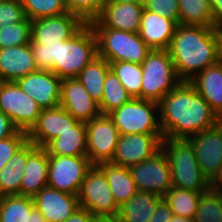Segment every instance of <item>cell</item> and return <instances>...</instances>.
<instances>
[{
	"mask_svg": "<svg viewBox=\"0 0 222 222\" xmlns=\"http://www.w3.org/2000/svg\"><path fill=\"white\" fill-rule=\"evenodd\" d=\"M20 2L26 17L31 21L68 12L65 0H20Z\"/></svg>",
	"mask_w": 222,
	"mask_h": 222,
	"instance_id": "obj_36",
	"label": "cell"
},
{
	"mask_svg": "<svg viewBox=\"0 0 222 222\" xmlns=\"http://www.w3.org/2000/svg\"><path fill=\"white\" fill-rule=\"evenodd\" d=\"M79 122L60 105L42 109L37 123L27 133L28 141L36 146L45 147L52 139L60 136L66 130H71Z\"/></svg>",
	"mask_w": 222,
	"mask_h": 222,
	"instance_id": "obj_18",
	"label": "cell"
},
{
	"mask_svg": "<svg viewBox=\"0 0 222 222\" xmlns=\"http://www.w3.org/2000/svg\"><path fill=\"white\" fill-rule=\"evenodd\" d=\"M173 216V212L169 207V204L163 198L156 206L149 222H170Z\"/></svg>",
	"mask_w": 222,
	"mask_h": 222,
	"instance_id": "obj_43",
	"label": "cell"
},
{
	"mask_svg": "<svg viewBox=\"0 0 222 222\" xmlns=\"http://www.w3.org/2000/svg\"><path fill=\"white\" fill-rule=\"evenodd\" d=\"M92 222H118L117 217L95 216Z\"/></svg>",
	"mask_w": 222,
	"mask_h": 222,
	"instance_id": "obj_49",
	"label": "cell"
},
{
	"mask_svg": "<svg viewBox=\"0 0 222 222\" xmlns=\"http://www.w3.org/2000/svg\"><path fill=\"white\" fill-rule=\"evenodd\" d=\"M97 39L98 56L110 62L128 61L142 64L151 49L139 33L93 28Z\"/></svg>",
	"mask_w": 222,
	"mask_h": 222,
	"instance_id": "obj_6",
	"label": "cell"
},
{
	"mask_svg": "<svg viewBox=\"0 0 222 222\" xmlns=\"http://www.w3.org/2000/svg\"><path fill=\"white\" fill-rule=\"evenodd\" d=\"M106 0H65L68 12L78 15L85 23L94 20Z\"/></svg>",
	"mask_w": 222,
	"mask_h": 222,
	"instance_id": "obj_39",
	"label": "cell"
},
{
	"mask_svg": "<svg viewBox=\"0 0 222 222\" xmlns=\"http://www.w3.org/2000/svg\"><path fill=\"white\" fill-rule=\"evenodd\" d=\"M77 198L79 206L94 216L117 217L118 215L120 207L113 197L104 173L97 165H93L86 173Z\"/></svg>",
	"mask_w": 222,
	"mask_h": 222,
	"instance_id": "obj_8",
	"label": "cell"
},
{
	"mask_svg": "<svg viewBox=\"0 0 222 222\" xmlns=\"http://www.w3.org/2000/svg\"><path fill=\"white\" fill-rule=\"evenodd\" d=\"M144 5L130 2H105L100 14L89 22L92 28H112L138 33Z\"/></svg>",
	"mask_w": 222,
	"mask_h": 222,
	"instance_id": "obj_15",
	"label": "cell"
},
{
	"mask_svg": "<svg viewBox=\"0 0 222 222\" xmlns=\"http://www.w3.org/2000/svg\"><path fill=\"white\" fill-rule=\"evenodd\" d=\"M28 222H47V220L42 216L41 212L34 207L29 214Z\"/></svg>",
	"mask_w": 222,
	"mask_h": 222,
	"instance_id": "obj_48",
	"label": "cell"
},
{
	"mask_svg": "<svg viewBox=\"0 0 222 222\" xmlns=\"http://www.w3.org/2000/svg\"><path fill=\"white\" fill-rule=\"evenodd\" d=\"M161 149L169 162L172 186L194 192H205L211 188L188 139L164 138Z\"/></svg>",
	"mask_w": 222,
	"mask_h": 222,
	"instance_id": "obj_3",
	"label": "cell"
},
{
	"mask_svg": "<svg viewBox=\"0 0 222 222\" xmlns=\"http://www.w3.org/2000/svg\"><path fill=\"white\" fill-rule=\"evenodd\" d=\"M15 82L41 109L59 106L62 79L54 72L37 70Z\"/></svg>",
	"mask_w": 222,
	"mask_h": 222,
	"instance_id": "obj_17",
	"label": "cell"
},
{
	"mask_svg": "<svg viewBox=\"0 0 222 222\" xmlns=\"http://www.w3.org/2000/svg\"><path fill=\"white\" fill-rule=\"evenodd\" d=\"M159 104L140 98H132L129 102L108 113V117L118 128L120 134L163 135L159 119L153 110Z\"/></svg>",
	"mask_w": 222,
	"mask_h": 222,
	"instance_id": "obj_7",
	"label": "cell"
},
{
	"mask_svg": "<svg viewBox=\"0 0 222 222\" xmlns=\"http://www.w3.org/2000/svg\"><path fill=\"white\" fill-rule=\"evenodd\" d=\"M97 166L104 173L119 207L129 201L138 191L129 167L115 165L111 162L99 163Z\"/></svg>",
	"mask_w": 222,
	"mask_h": 222,
	"instance_id": "obj_26",
	"label": "cell"
},
{
	"mask_svg": "<svg viewBox=\"0 0 222 222\" xmlns=\"http://www.w3.org/2000/svg\"><path fill=\"white\" fill-rule=\"evenodd\" d=\"M85 22L76 14L67 12L58 16L31 21L30 43H58L70 39Z\"/></svg>",
	"mask_w": 222,
	"mask_h": 222,
	"instance_id": "obj_16",
	"label": "cell"
},
{
	"mask_svg": "<svg viewBox=\"0 0 222 222\" xmlns=\"http://www.w3.org/2000/svg\"><path fill=\"white\" fill-rule=\"evenodd\" d=\"M0 110L21 131L29 132L37 123L41 107L15 81H6L0 89Z\"/></svg>",
	"mask_w": 222,
	"mask_h": 222,
	"instance_id": "obj_9",
	"label": "cell"
},
{
	"mask_svg": "<svg viewBox=\"0 0 222 222\" xmlns=\"http://www.w3.org/2000/svg\"><path fill=\"white\" fill-rule=\"evenodd\" d=\"M48 156H87L85 122H79L71 130L52 139L45 146Z\"/></svg>",
	"mask_w": 222,
	"mask_h": 222,
	"instance_id": "obj_25",
	"label": "cell"
},
{
	"mask_svg": "<svg viewBox=\"0 0 222 222\" xmlns=\"http://www.w3.org/2000/svg\"><path fill=\"white\" fill-rule=\"evenodd\" d=\"M33 200L47 222H64L80 207L76 195L49 186L42 188Z\"/></svg>",
	"mask_w": 222,
	"mask_h": 222,
	"instance_id": "obj_20",
	"label": "cell"
},
{
	"mask_svg": "<svg viewBox=\"0 0 222 222\" xmlns=\"http://www.w3.org/2000/svg\"><path fill=\"white\" fill-rule=\"evenodd\" d=\"M110 69L120 80L132 98L141 99L142 68L141 64L128 61L110 62Z\"/></svg>",
	"mask_w": 222,
	"mask_h": 222,
	"instance_id": "obj_34",
	"label": "cell"
},
{
	"mask_svg": "<svg viewBox=\"0 0 222 222\" xmlns=\"http://www.w3.org/2000/svg\"><path fill=\"white\" fill-rule=\"evenodd\" d=\"M26 14L20 0L0 2V28L23 21Z\"/></svg>",
	"mask_w": 222,
	"mask_h": 222,
	"instance_id": "obj_41",
	"label": "cell"
},
{
	"mask_svg": "<svg viewBox=\"0 0 222 222\" xmlns=\"http://www.w3.org/2000/svg\"><path fill=\"white\" fill-rule=\"evenodd\" d=\"M58 43H30V48L38 70L53 72V63L58 61Z\"/></svg>",
	"mask_w": 222,
	"mask_h": 222,
	"instance_id": "obj_38",
	"label": "cell"
},
{
	"mask_svg": "<svg viewBox=\"0 0 222 222\" xmlns=\"http://www.w3.org/2000/svg\"><path fill=\"white\" fill-rule=\"evenodd\" d=\"M213 190L218 191L219 194L222 196V189H213Z\"/></svg>",
	"mask_w": 222,
	"mask_h": 222,
	"instance_id": "obj_54",
	"label": "cell"
},
{
	"mask_svg": "<svg viewBox=\"0 0 222 222\" xmlns=\"http://www.w3.org/2000/svg\"><path fill=\"white\" fill-rule=\"evenodd\" d=\"M219 61L222 63V30H219Z\"/></svg>",
	"mask_w": 222,
	"mask_h": 222,
	"instance_id": "obj_52",
	"label": "cell"
},
{
	"mask_svg": "<svg viewBox=\"0 0 222 222\" xmlns=\"http://www.w3.org/2000/svg\"><path fill=\"white\" fill-rule=\"evenodd\" d=\"M141 68V99L159 103L181 82L168 50H151Z\"/></svg>",
	"mask_w": 222,
	"mask_h": 222,
	"instance_id": "obj_5",
	"label": "cell"
},
{
	"mask_svg": "<svg viewBox=\"0 0 222 222\" xmlns=\"http://www.w3.org/2000/svg\"><path fill=\"white\" fill-rule=\"evenodd\" d=\"M49 156L45 147L28 141V156L20 185V196L34 197L47 186Z\"/></svg>",
	"mask_w": 222,
	"mask_h": 222,
	"instance_id": "obj_21",
	"label": "cell"
},
{
	"mask_svg": "<svg viewBox=\"0 0 222 222\" xmlns=\"http://www.w3.org/2000/svg\"><path fill=\"white\" fill-rule=\"evenodd\" d=\"M92 166L87 156H49L47 186L77 196Z\"/></svg>",
	"mask_w": 222,
	"mask_h": 222,
	"instance_id": "obj_10",
	"label": "cell"
},
{
	"mask_svg": "<svg viewBox=\"0 0 222 222\" xmlns=\"http://www.w3.org/2000/svg\"><path fill=\"white\" fill-rule=\"evenodd\" d=\"M137 190L164 197L173 187L170 166L164 151L160 149L151 158L129 167Z\"/></svg>",
	"mask_w": 222,
	"mask_h": 222,
	"instance_id": "obj_12",
	"label": "cell"
},
{
	"mask_svg": "<svg viewBox=\"0 0 222 222\" xmlns=\"http://www.w3.org/2000/svg\"><path fill=\"white\" fill-rule=\"evenodd\" d=\"M163 197L138 190L135 195L119 208L118 222H149L157 204Z\"/></svg>",
	"mask_w": 222,
	"mask_h": 222,
	"instance_id": "obj_27",
	"label": "cell"
},
{
	"mask_svg": "<svg viewBox=\"0 0 222 222\" xmlns=\"http://www.w3.org/2000/svg\"><path fill=\"white\" fill-rule=\"evenodd\" d=\"M131 99L132 96L126 91L118 77L110 69L105 79L103 97L99 104L101 114L107 115L114 109L129 102Z\"/></svg>",
	"mask_w": 222,
	"mask_h": 222,
	"instance_id": "obj_33",
	"label": "cell"
},
{
	"mask_svg": "<svg viewBox=\"0 0 222 222\" xmlns=\"http://www.w3.org/2000/svg\"><path fill=\"white\" fill-rule=\"evenodd\" d=\"M28 156V142L9 160L0 171V197L20 195V185Z\"/></svg>",
	"mask_w": 222,
	"mask_h": 222,
	"instance_id": "obj_28",
	"label": "cell"
},
{
	"mask_svg": "<svg viewBox=\"0 0 222 222\" xmlns=\"http://www.w3.org/2000/svg\"><path fill=\"white\" fill-rule=\"evenodd\" d=\"M34 207L33 197L2 196L0 197V222H28L29 214Z\"/></svg>",
	"mask_w": 222,
	"mask_h": 222,
	"instance_id": "obj_31",
	"label": "cell"
},
{
	"mask_svg": "<svg viewBox=\"0 0 222 222\" xmlns=\"http://www.w3.org/2000/svg\"><path fill=\"white\" fill-rule=\"evenodd\" d=\"M163 135L120 134L112 164L130 167L139 164L161 149Z\"/></svg>",
	"mask_w": 222,
	"mask_h": 222,
	"instance_id": "obj_13",
	"label": "cell"
},
{
	"mask_svg": "<svg viewBox=\"0 0 222 222\" xmlns=\"http://www.w3.org/2000/svg\"><path fill=\"white\" fill-rule=\"evenodd\" d=\"M17 131L11 119L0 110V140L13 136Z\"/></svg>",
	"mask_w": 222,
	"mask_h": 222,
	"instance_id": "obj_44",
	"label": "cell"
},
{
	"mask_svg": "<svg viewBox=\"0 0 222 222\" xmlns=\"http://www.w3.org/2000/svg\"><path fill=\"white\" fill-rule=\"evenodd\" d=\"M37 70L30 43L0 49V73L5 81H16Z\"/></svg>",
	"mask_w": 222,
	"mask_h": 222,
	"instance_id": "obj_23",
	"label": "cell"
},
{
	"mask_svg": "<svg viewBox=\"0 0 222 222\" xmlns=\"http://www.w3.org/2000/svg\"><path fill=\"white\" fill-rule=\"evenodd\" d=\"M211 189H222V165L218 170V173L210 181Z\"/></svg>",
	"mask_w": 222,
	"mask_h": 222,
	"instance_id": "obj_47",
	"label": "cell"
},
{
	"mask_svg": "<svg viewBox=\"0 0 222 222\" xmlns=\"http://www.w3.org/2000/svg\"><path fill=\"white\" fill-rule=\"evenodd\" d=\"M27 142L28 134L21 130L11 137L0 140V171Z\"/></svg>",
	"mask_w": 222,
	"mask_h": 222,
	"instance_id": "obj_40",
	"label": "cell"
},
{
	"mask_svg": "<svg viewBox=\"0 0 222 222\" xmlns=\"http://www.w3.org/2000/svg\"><path fill=\"white\" fill-rule=\"evenodd\" d=\"M194 222H222V196L208 189L201 193Z\"/></svg>",
	"mask_w": 222,
	"mask_h": 222,
	"instance_id": "obj_35",
	"label": "cell"
},
{
	"mask_svg": "<svg viewBox=\"0 0 222 222\" xmlns=\"http://www.w3.org/2000/svg\"><path fill=\"white\" fill-rule=\"evenodd\" d=\"M215 28L222 30V0H210Z\"/></svg>",
	"mask_w": 222,
	"mask_h": 222,
	"instance_id": "obj_46",
	"label": "cell"
},
{
	"mask_svg": "<svg viewBox=\"0 0 222 222\" xmlns=\"http://www.w3.org/2000/svg\"><path fill=\"white\" fill-rule=\"evenodd\" d=\"M144 8L179 24L178 0H145Z\"/></svg>",
	"mask_w": 222,
	"mask_h": 222,
	"instance_id": "obj_42",
	"label": "cell"
},
{
	"mask_svg": "<svg viewBox=\"0 0 222 222\" xmlns=\"http://www.w3.org/2000/svg\"><path fill=\"white\" fill-rule=\"evenodd\" d=\"M6 81L4 80V78L2 77L1 73H0V89L2 87V85L5 83Z\"/></svg>",
	"mask_w": 222,
	"mask_h": 222,
	"instance_id": "obj_53",
	"label": "cell"
},
{
	"mask_svg": "<svg viewBox=\"0 0 222 222\" xmlns=\"http://www.w3.org/2000/svg\"><path fill=\"white\" fill-rule=\"evenodd\" d=\"M170 222H194V219H188V218L173 214Z\"/></svg>",
	"mask_w": 222,
	"mask_h": 222,
	"instance_id": "obj_50",
	"label": "cell"
},
{
	"mask_svg": "<svg viewBox=\"0 0 222 222\" xmlns=\"http://www.w3.org/2000/svg\"><path fill=\"white\" fill-rule=\"evenodd\" d=\"M97 56L95 32L89 23H85L70 39L60 41L58 61L53 63V72L61 79L76 78Z\"/></svg>",
	"mask_w": 222,
	"mask_h": 222,
	"instance_id": "obj_4",
	"label": "cell"
},
{
	"mask_svg": "<svg viewBox=\"0 0 222 222\" xmlns=\"http://www.w3.org/2000/svg\"><path fill=\"white\" fill-rule=\"evenodd\" d=\"M179 24L215 27L210 0H178Z\"/></svg>",
	"mask_w": 222,
	"mask_h": 222,
	"instance_id": "obj_30",
	"label": "cell"
},
{
	"mask_svg": "<svg viewBox=\"0 0 222 222\" xmlns=\"http://www.w3.org/2000/svg\"><path fill=\"white\" fill-rule=\"evenodd\" d=\"M177 26L176 21L144 8L138 33L151 50H168Z\"/></svg>",
	"mask_w": 222,
	"mask_h": 222,
	"instance_id": "obj_22",
	"label": "cell"
},
{
	"mask_svg": "<svg viewBox=\"0 0 222 222\" xmlns=\"http://www.w3.org/2000/svg\"><path fill=\"white\" fill-rule=\"evenodd\" d=\"M74 119L90 121L101 115L99 104L77 78L62 79L60 104Z\"/></svg>",
	"mask_w": 222,
	"mask_h": 222,
	"instance_id": "obj_19",
	"label": "cell"
},
{
	"mask_svg": "<svg viewBox=\"0 0 222 222\" xmlns=\"http://www.w3.org/2000/svg\"><path fill=\"white\" fill-rule=\"evenodd\" d=\"M95 216L85 208L79 207L64 222H92Z\"/></svg>",
	"mask_w": 222,
	"mask_h": 222,
	"instance_id": "obj_45",
	"label": "cell"
},
{
	"mask_svg": "<svg viewBox=\"0 0 222 222\" xmlns=\"http://www.w3.org/2000/svg\"><path fill=\"white\" fill-rule=\"evenodd\" d=\"M187 139L194 148L201 171L211 181L222 165V120Z\"/></svg>",
	"mask_w": 222,
	"mask_h": 222,
	"instance_id": "obj_14",
	"label": "cell"
},
{
	"mask_svg": "<svg viewBox=\"0 0 222 222\" xmlns=\"http://www.w3.org/2000/svg\"><path fill=\"white\" fill-rule=\"evenodd\" d=\"M168 51L178 78L189 82L219 62V29L178 24Z\"/></svg>",
	"mask_w": 222,
	"mask_h": 222,
	"instance_id": "obj_2",
	"label": "cell"
},
{
	"mask_svg": "<svg viewBox=\"0 0 222 222\" xmlns=\"http://www.w3.org/2000/svg\"><path fill=\"white\" fill-rule=\"evenodd\" d=\"M87 157L93 165L110 162L114 155L120 132L108 115H99L85 122Z\"/></svg>",
	"mask_w": 222,
	"mask_h": 222,
	"instance_id": "obj_11",
	"label": "cell"
},
{
	"mask_svg": "<svg viewBox=\"0 0 222 222\" xmlns=\"http://www.w3.org/2000/svg\"><path fill=\"white\" fill-rule=\"evenodd\" d=\"M31 41V20L27 17L20 22L0 28V49L25 45Z\"/></svg>",
	"mask_w": 222,
	"mask_h": 222,
	"instance_id": "obj_37",
	"label": "cell"
},
{
	"mask_svg": "<svg viewBox=\"0 0 222 222\" xmlns=\"http://www.w3.org/2000/svg\"><path fill=\"white\" fill-rule=\"evenodd\" d=\"M106 2H130L134 4H145V0H106Z\"/></svg>",
	"mask_w": 222,
	"mask_h": 222,
	"instance_id": "obj_51",
	"label": "cell"
},
{
	"mask_svg": "<svg viewBox=\"0 0 222 222\" xmlns=\"http://www.w3.org/2000/svg\"><path fill=\"white\" fill-rule=\"evenodd\" d=\"M164 138H184L216 126L221 119L188 81H181L158 103Z\"/></svg>",
	"mask_w": 222,
	"mask_h": 222,
	"instance_id": "obj_1",
	"label": "cell"
},
{
	"mask_svg": "<svg viewBox=\"0 0 222 222\" xmlns=\"http://www.w3.org/2000/svg\"><path fill=\"white\" fill-rule=\"evenodd\" d=\"M189 82L222 120V63L205 68Z\"/></svg>",
	"mask_w": 222,
	"mask_h": 222,
	"instance_id": "obj_24",
	"label": "cell"
},
{
	"mask_svg": "<svg viewBox=\"0 0 222 222\" xmlns=\"http://www.w3.org/2000/svg\"><path fill=\"white\" fill-rule=\"evenodd\" d=\"M201 193L203 192H194L173 186L163 198L169 204L173 214L194 219Z\"/></svg>",
	"mask_w": 222,
	"mask_h": 222,
	"instance_id": "obj_32",
	"label": "cell"
},
{
	"mask_svg": "<svg viewBox=\"0 0 222 222\" xmlns=\"http://www.w3.org/2000/svg\"><path fill=\"white\" fill-rule=\"evenodd\" d=\"M109 62L100 56L89 62L76 77L98 104L103 97V87L108 71Z\"/></svg>",
	"mask_w": 222,
	"mask_h": 222,
	"instance_id": "obj_29",
	"label": "cell"
}]
</instances>
